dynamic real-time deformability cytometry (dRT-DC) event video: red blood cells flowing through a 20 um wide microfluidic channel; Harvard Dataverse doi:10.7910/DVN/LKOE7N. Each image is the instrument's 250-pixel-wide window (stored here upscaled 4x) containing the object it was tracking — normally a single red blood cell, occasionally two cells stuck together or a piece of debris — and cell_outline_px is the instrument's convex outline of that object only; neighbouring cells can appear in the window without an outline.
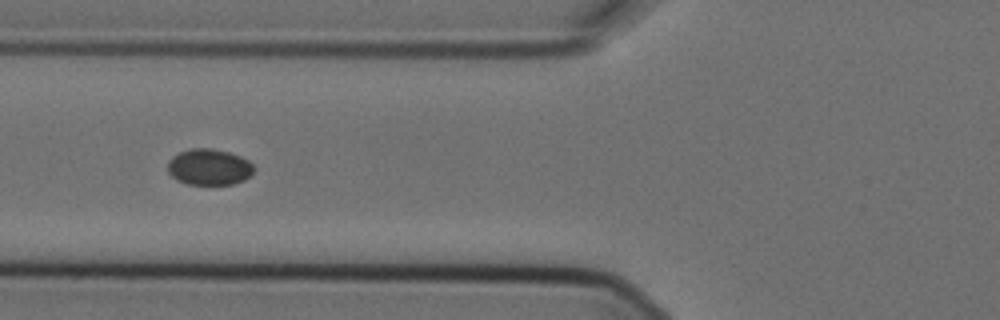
{"species": "Egyptian fruit bat (a non-hibernating species)", "species_latin": "Rousettus aegyptiacus", "temperature_condition": "cold", "stored_images_in_passage": 5, "camera_frame_rate_fps": 3000, "um_per_image_px": 0.085, "animal": {"sex": "female"}, "frame": {"image": 1, "passage_image": 3, "time_ms": 0.667, "image_size_px": [1000, 320], "cell_outline_px": [[256, 168], [244, 180], [232, 184], [188, 184], [176, 180], [168, 172], [168, 160], [172, 156], [180, 152], [192, 148], [212, 148], [228, 152], [240, 156], [248, 160]], "centroid_in_image_um": [17.76, 14.19], "position_along_channel_um": 108.0, "area_um2": 18.15}}
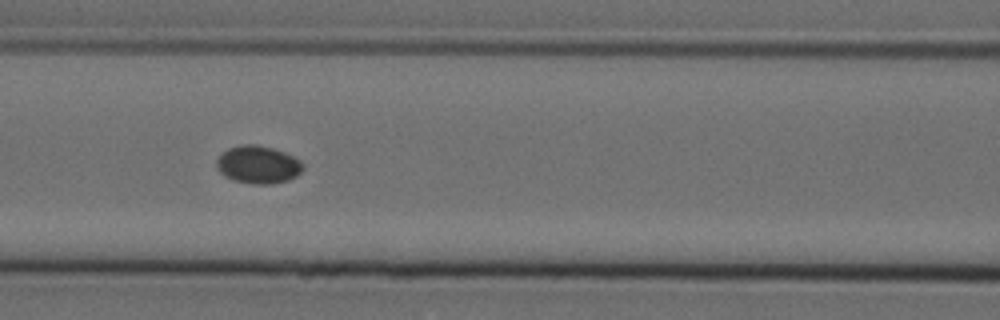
{"frame": {"image": 2, "passage_image": 4, "time_ms": 1.0, "image_size_px": [1000, 320], "cell_outline_px": [[304, 168], [296, 176], [288, 180], [272, 184], [252, 184], [232, 180], [224, 176], [216, 168], [216, 160], [228, 148], [240, 144], [256, 144], [272, 148], [284, 152], [300, 160], [304, 164]], "centroid_in_image_um": [21.93, 14.0], "position_along_channel_um": 144.7, "area_um2": 19.13}}
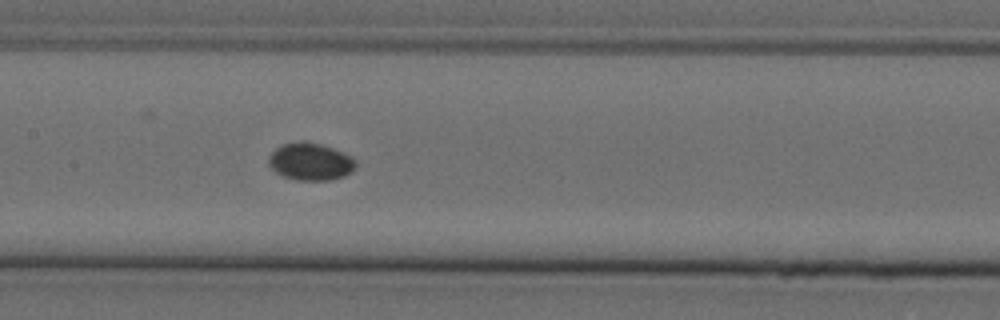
{"frame": {"image": 3, "passage_image": 5, "time_ms": 1.333, "image_size_px": [1000, 320], "cell_outline_px": [[356, 168], [352, 172], [344, 176], [328, 180], [296, 180], [284, 176], [276, 172], [268, 164], [268, 156], [280, 144], [300, 140], [304, 140], [324, 144], [344, 152], [352, 156], [356, 160]], "centroid_in_image_um": [26.4, 13.71], "position_along_channel_um": 181.0, "area_um2": 19.42}}